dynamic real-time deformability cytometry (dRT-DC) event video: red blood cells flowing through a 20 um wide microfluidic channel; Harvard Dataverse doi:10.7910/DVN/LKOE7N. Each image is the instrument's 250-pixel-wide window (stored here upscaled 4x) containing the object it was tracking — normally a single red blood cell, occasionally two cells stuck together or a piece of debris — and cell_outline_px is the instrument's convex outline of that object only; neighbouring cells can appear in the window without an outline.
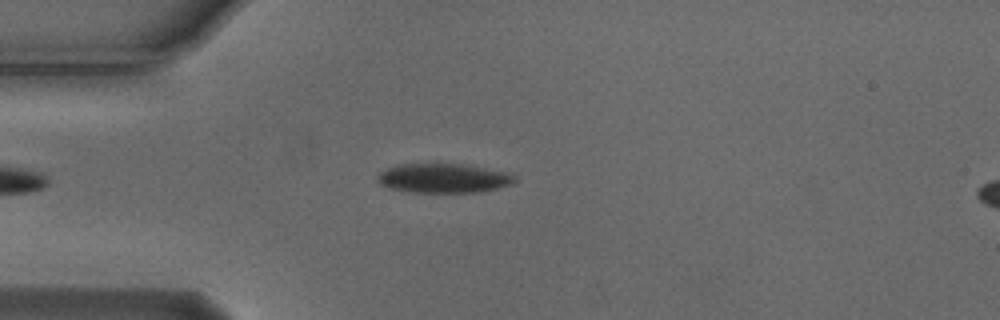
{"species": "Egyptian fruit bat (a non-hibernating species)", "species_latin": "Rousettus aegyptiacus", "temperature_condition": "cold", "stored_images_in_passage": 11, "camera_frame_rate_fps": 3000, "um_per_image_px": 0.085, "animal": {"sex": "male"}, "frame": {"image": 1, "passage_image": 9, "time_ms": 2.667, "image_size_px": [1000, 320], "cell_outline_px": [[516, 180], [512, 184], [480, 192], [412, 192], [392, 188], [380, 184], [376, 180], [376, 176], [380, 172], [396, 164], [464, 164], [504, 172], [516, 176]], "centroid_in_image_um": [37.67, 15.14], "position_along_channel_um": 47.3, "area_um2": 23.24}}